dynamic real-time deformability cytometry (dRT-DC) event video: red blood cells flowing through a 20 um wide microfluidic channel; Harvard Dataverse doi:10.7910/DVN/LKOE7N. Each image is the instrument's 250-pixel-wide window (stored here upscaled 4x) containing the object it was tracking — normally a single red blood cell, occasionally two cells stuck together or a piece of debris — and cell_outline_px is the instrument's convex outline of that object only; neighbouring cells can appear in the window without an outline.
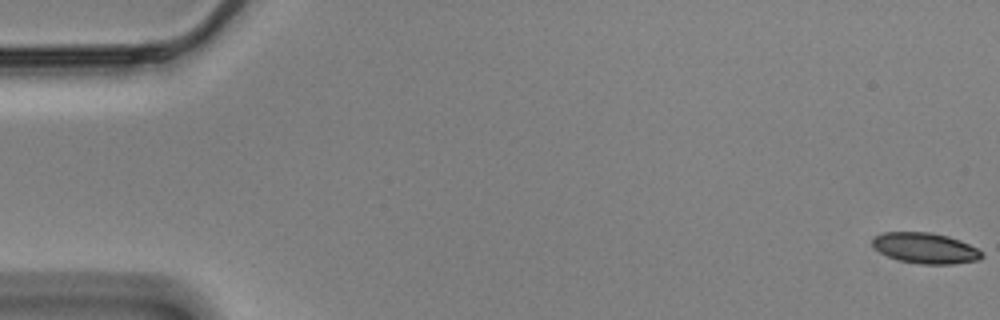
{"species": "Egyptian fruit bat (a non-hibernating species)", "species_latin": "Rousettus aegyptiacus", "temperature_condition": "cold", "stored_images_in_passage": 58, "camera_frame_rate_fps": 3000, "um_per_image_px": 0.085, "animal": {"sex": "male"}, "frame": {"image": 1, "passage_image": 1, "time_ms": 0.0, "image_size_px": [1000, 320], "cell_outline_px": [[984, 256], [980, 260], [952, 264], [920, 264], [900, 260], [888, 256], [880, 252], [872, 244], [872, 240], [876, 236], [884, 232], [932, 232], [948, 236], [960, 240], [984, 252]], "centroid_in_image_um": [78.7, 21.09], "position_along_channel_um": 6.3, "area_um2": 19.54}}
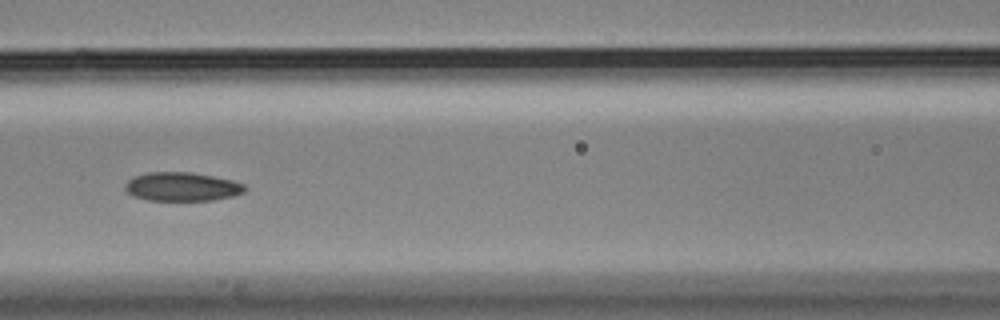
{"frame": {"image": 2, "passage_image": 26, "time_ms": 8.333, "image_size_px": [1000, 320], "cell_outline_px": [[244, 192], [232, 196], [212, 200], [148, 200], [132, 196], [124, 188], [124, 184], [132, 176], [148, 172], [192, 172], [232, 180], [244, 184]], "centroid_in_image_um": [15.41, 15.86], "position_along_channel_um": 151.2, "area_um2": 20.06}}
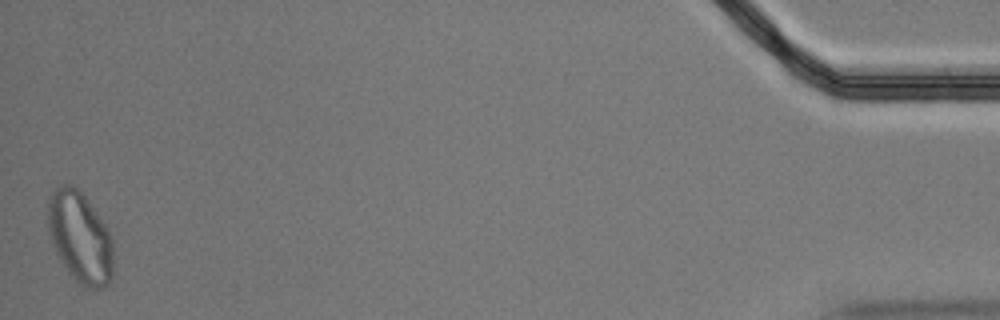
{"frame": {"image": 3, "passage_image": 58, "time_ms": 19.0, "image_size_px": [1000, 320], "cell_outline_px": [[112, 280], [108, 284], [96, 288], [92, 288], [80, 284], [68, 272], [60, 260], [56, 252], [48, 228], [48, 196], [52, 188], [60, 184], [72, 184], [88, 200], [104, 224], [112, 240]], "centroid_in_image_um": [6.77, 20.13], "position_along_channel_um": 428.4, "area_um2": 34.45}, "authors_computed_cell_mechanics": {"area_um2": 20.5768, "velocity_mm_per_s": 3.4626, "shape_relaxation_time_tau1_ms": 8.9294, "shape_relaxation_time_tau2_ms": 5.4398, "deformation_change_tau1": 0.1616, "deformation_change_tau2": 0.0916}}